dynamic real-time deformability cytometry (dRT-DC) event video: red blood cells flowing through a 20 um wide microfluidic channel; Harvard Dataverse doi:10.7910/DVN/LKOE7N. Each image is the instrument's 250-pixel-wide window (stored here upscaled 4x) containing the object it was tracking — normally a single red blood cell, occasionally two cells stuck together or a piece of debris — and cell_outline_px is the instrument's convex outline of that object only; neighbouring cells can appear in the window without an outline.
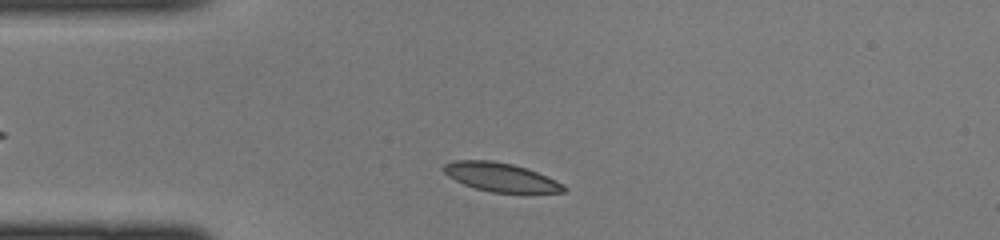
{"species": "common noctule bat (a hibernating species)", "species_latin": "Nyctalus noctula", "temperature_condition": "cold", "stored_images_in_passage": 37, "camera_frame_rate_fps": 3000, "um_per_image_px": 0.085, "animal": {"sex": "female", "body_mass_g": 22.0, "forearm_length_mm": 56.7}, "frame": {"image": 1, "passage_image": 3, "time_ms": 0.667, "image_size_px": [1000, 240], "cell_outline_px": [[568, 188], [564, 192], [492, 192], [476, 188], [464, 184], [448, 176], [440, 168], [444, 164], [452, 160], [492, 160], [512, 164], [528, 168], [556, 180], [564, 184]], "centroid_in_image_um": [42.55, 15.04], "position_along_channel_um": 42.5, "area_um2": 20.11}}
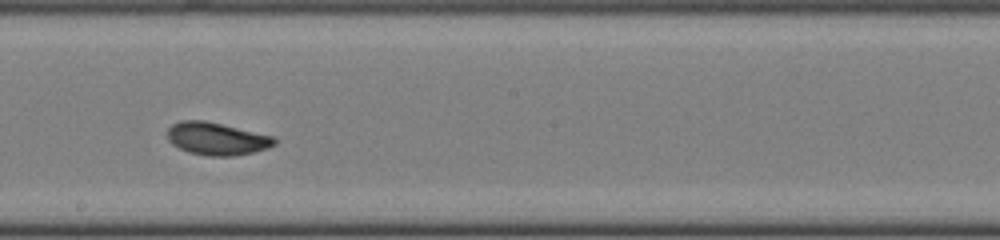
{"frame": {"image": 2, "passage_image": 17, "time_ms": 5.333, "image_size_px": [1000, 240], "cell_outline_px": [[276, 144], [268, 148], [236, 156], [208, 156], [188, 152], [172, 144], [168, 140], [168, 128], [172, 124], [180, 120], [204, 120], [272, 136], [276, 140]], "centroid_in_image_um": [18.4, 11.79], "position_along_channel_um": 229.8, "area_um2": 20.23}}
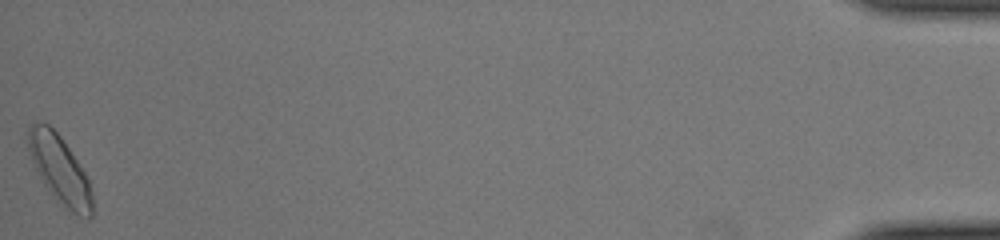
{"frame": {"image": 3, "passage_image": 37, "time_ms": 12.0, "image_size_px": [1000, 240], "cell_outline_px": [[92, 216], [80, 216], [72, 212], [56, 200], [44, 184], [32, 160], [28, 148], [28, 132], [32, 124], [48, 124], [60, 136], [84, 172], [88, 180], [92, 192]], "centroid_in_image_um": [5.08, 14.44], "position_along_channel_um": 430.1, "area_um2": 24.45}}